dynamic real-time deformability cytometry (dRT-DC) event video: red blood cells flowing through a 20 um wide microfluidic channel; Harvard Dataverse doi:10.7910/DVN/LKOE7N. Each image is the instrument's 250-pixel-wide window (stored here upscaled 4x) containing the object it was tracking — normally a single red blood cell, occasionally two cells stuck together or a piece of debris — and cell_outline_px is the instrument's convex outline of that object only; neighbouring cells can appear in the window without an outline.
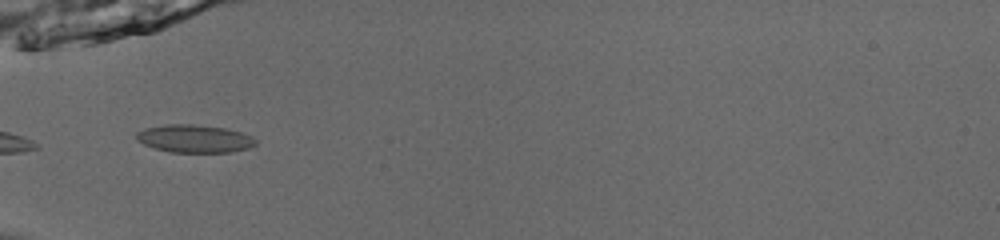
{"species": "common noctule bat (a hibernating species)", "species_latin": "Nyctalus noctula", "temperature_condition": "room temperature", "stored_images_in_passage": 25, "camera_frame_rate_fps": 3000, "um_per_image_px": 0.085, "animal": {"sex": "male", "body_mass_g": 13.0, "forearm_length_mm": 53.1}, "frame": {"image": 1, "passage_image": 1, "time_ms": 0.0, "image_size_px": [1000, 240], "cell_outline_px": [[256, 144], [248, 148], [232, 152], [172, 152], [156, 148], [144, 144], [136, 140], [136, 132], [144, 128], [164, 124], [192, 124], [224, 128], [240, 132], [252, 136], [256, 140]], "centroid_in_image_um": [16.51, 11.78], "position_along_channel_um": 68.5, "area_um2": 19.31}}